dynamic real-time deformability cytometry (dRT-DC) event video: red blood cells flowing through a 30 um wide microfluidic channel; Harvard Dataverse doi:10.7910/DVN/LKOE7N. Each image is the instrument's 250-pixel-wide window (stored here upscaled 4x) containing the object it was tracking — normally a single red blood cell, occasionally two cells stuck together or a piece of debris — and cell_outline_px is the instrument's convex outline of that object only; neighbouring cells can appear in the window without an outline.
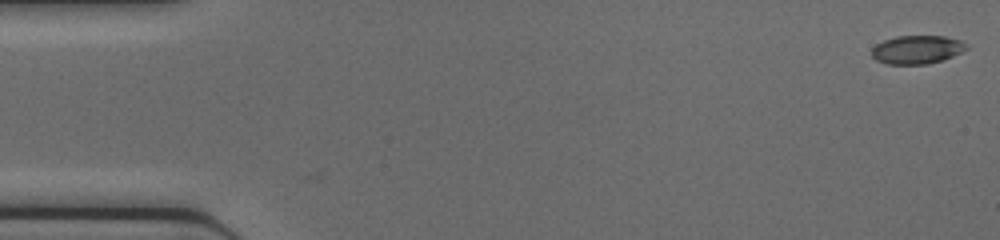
{"species": "common noctule bat (a hibernating species)", "species_latin": "Nyctalus noctula", "temperature_condition": "cold", "stored_images_in_passage": 46, "camera_frame_rate_fps": 3000, "um_per_image_px": 0.085, "animal": {"sex": "female", "body_mass_g": 17.0, "forearm_length_mm": 48.0}, "frame": {"image": 1, "passage_image": 1, "time_ms": 0.0, "image_size_px": [1000, 240], "cell_outline_px": [[968, 48], [944, 60], [928, 64], [888, 64], [876, 60], [872, 56], [872, 48], [876, 44], [884, 40], [896, 36], [944, 36], [960, 40], [968, 44]], "centroid_in_image_um": [77.95, 4.22], "position_along_channel_um": 7.1, "area_um2": 15.72}}
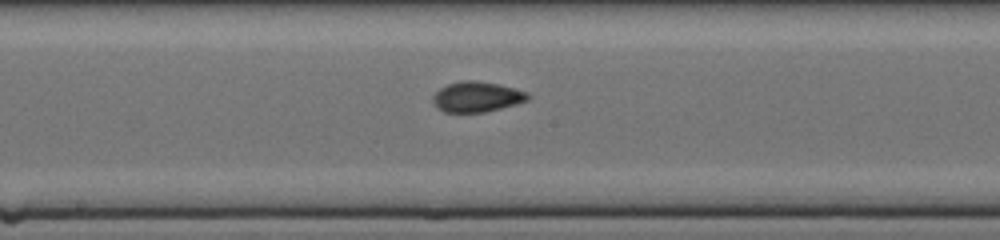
{"frame": {"image": 2, "passage_image": 24, "time_ms": 7.667, "image_size_px": [1000, 240], "cell_outline_px": [[532, 96], [528, 100], [516, 104], [484, 112], [444, 112], [436, 108], [432, 100], [432, 96], [440, 88], [448, 84], [460, 80], [476, 80], [500, 84], [528, 92]], "centroid_in_image_um": [40.53, 8.22], "position_along_channel_um": 207.7, "area_um2": 16.99}}
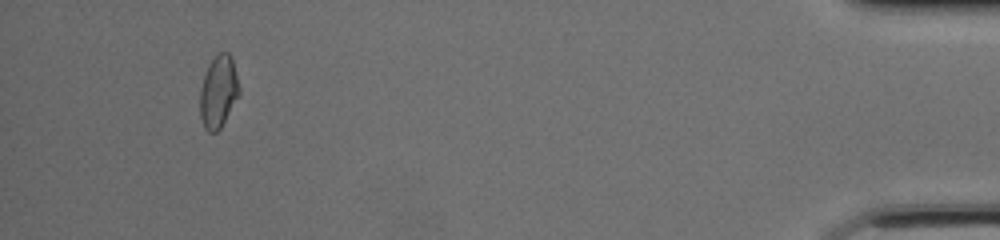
{"frame": {"image": 3, "passage_image": 43, "time_ms": 14.0, "image_size_px": [1000, 240], "cell_outline_px": [[240, 92], [220, 128], [216, 132], [208, 132], [204, 128], [200, 116], [200, 88], [208, 64], [220, 52], [228, 52], [232, 56]], "centroid_in_image_um": [18.55, 7.79], "position_along_channel_um": 416.7, "area_um2": 16.3}}